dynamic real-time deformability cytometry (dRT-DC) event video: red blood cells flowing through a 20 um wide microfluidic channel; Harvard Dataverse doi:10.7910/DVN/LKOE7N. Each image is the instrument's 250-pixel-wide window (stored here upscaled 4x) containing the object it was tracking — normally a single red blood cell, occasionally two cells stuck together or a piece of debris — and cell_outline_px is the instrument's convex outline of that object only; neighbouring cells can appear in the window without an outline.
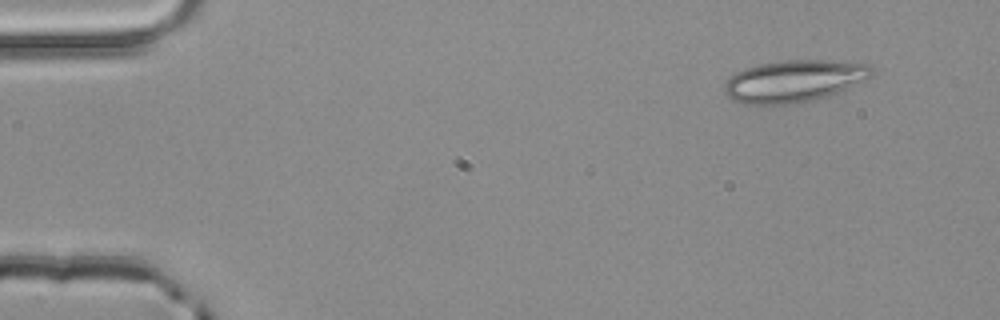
{"species": "common noctule bat (a hibernating species)", "species_latin": "Nyctalus noctula", "temperature_condition": "room temperature", "stored_images_in_passage": 2, "camera_frame_rate_fps": 3000, "um_per_image_px": 0.085, "animal": {"sex": "male", "body_mass_g": 20.4}, "frame": {"image": 1, "passage_image": 1, "time_ms": 0.0, "image_size_px": [1000, 320], "cell_outline_px": [[876, 72], [872, 76], [864, 80], [828, 96], [796, 104], [744, 104], [732, 100], [724, 92], [724, 84], [728, 76], [744, 68], [760, 64], [784, 60], [832, 60], [868, 64]], "centroid_in_image_um": [67.47, 6.88], "position_along_channel_um": 17.5, "area_um2": 36.24}}